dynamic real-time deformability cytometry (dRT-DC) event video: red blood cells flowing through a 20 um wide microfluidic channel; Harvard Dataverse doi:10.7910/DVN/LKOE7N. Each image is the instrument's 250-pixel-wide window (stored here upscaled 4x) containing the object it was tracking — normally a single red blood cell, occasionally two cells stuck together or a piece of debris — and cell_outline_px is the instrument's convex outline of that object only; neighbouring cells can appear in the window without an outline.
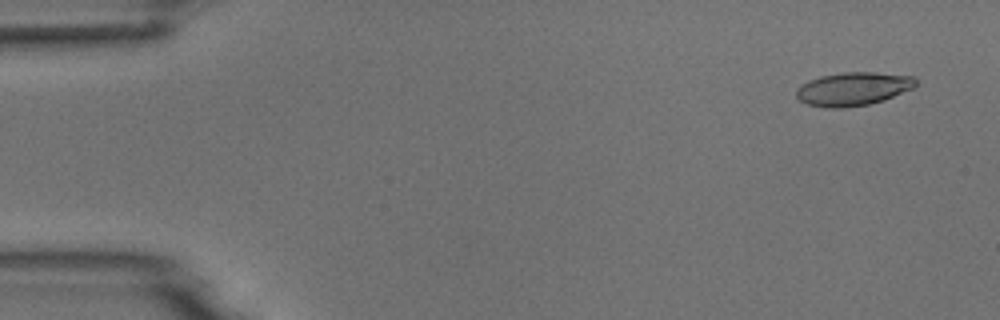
{"species": "common noctule bat (a hibernating species)", "species_latin": "Nyctalus noctula", "temperature_condition": "room temperature", "stored_images_in_passage": 5, "camera_frame_rate_fps": 3000, "um_per_image_px": 0.085, "animal": {"sex": "male", "body_mass_g": 18.8}, "frame": {"image": 1, "passage_image": 1, "time_ms": 0.0, "image_size_px": [1000, 320], "cell_outline_px": [[916, 88], [884, 100], [868, 104], [844, 108], [824, 108], [808, 104], [800, 100], [796, 96], [796, 88], [800, 84], [808, 80], [820, 76], [844, 72], [876, 72], [912, 76], [916, 80]], "centroid_in_image_um": [72.51, 7.55], "position_along_channel_um": 12.5, "area_um2": 23.52}}
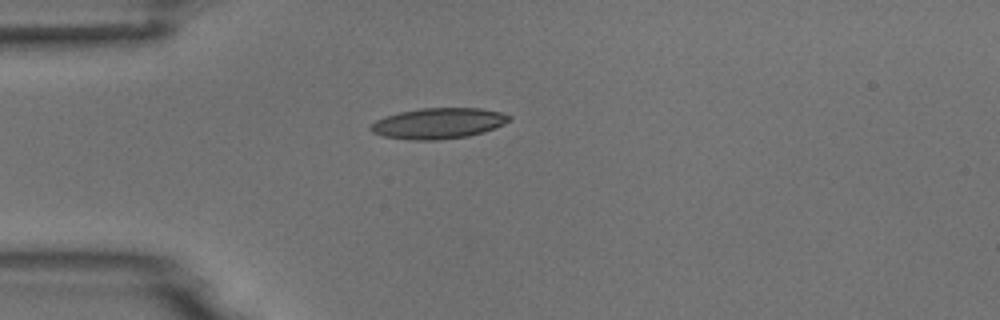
{"frame": {"image": 2, "passage_image": 4, "time_ms": 3.667, "image_size_px": [1000, 320], "cell_outline_px": [[512, 120], [504, 124], [484, 132], [468, 136], [440, 140], [408, 140], [384, 136], [372, 132], [368, 128], [376, 120], [384, 116], [400, 112], [420, 108], [480, 108], [500, 112], [512, 116]], "centroid_in_image_um": [37.27, 10.48], "position_along_channel_um": 47.7, "area_um2": 24.97}}